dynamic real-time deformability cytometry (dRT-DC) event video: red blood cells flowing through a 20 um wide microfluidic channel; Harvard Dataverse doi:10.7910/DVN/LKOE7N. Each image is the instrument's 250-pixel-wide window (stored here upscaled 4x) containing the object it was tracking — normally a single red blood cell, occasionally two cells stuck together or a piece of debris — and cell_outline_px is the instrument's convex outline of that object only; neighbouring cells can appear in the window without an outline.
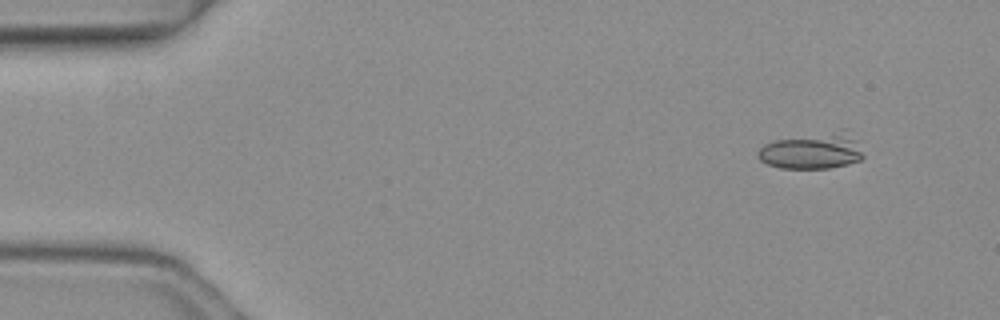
{"species": "common noctule bat (a hibernating species)", "species_latin": "Nyctalus noctula", "temperature_condition": "warm", "stored_images_in_passage": 4, "camera_frame_rate_fps": 3000, "um_per_image_px": 0.085, "animal": {"sex": "female", "body_mass_g": 19.3, "forearm_length_mm": 54.1}, "frame": {"image": 1, "passage_image": 1, "time_ms": 0.0, "image_size_px": [1000, 320], "cell_outline_px": [[864, 156], [860, 160], [848, 164], [828, 168], [780, 168], [768, 164], [760, 160], [756, 156], [756, 152], [764, 144], [772, 140], [844, 128], [848, 128], [860, 140]], "centroid_in_image_um": [69.12, 12.78], "position_along_channel_um": 15.9, "area_um2": 23.12}}